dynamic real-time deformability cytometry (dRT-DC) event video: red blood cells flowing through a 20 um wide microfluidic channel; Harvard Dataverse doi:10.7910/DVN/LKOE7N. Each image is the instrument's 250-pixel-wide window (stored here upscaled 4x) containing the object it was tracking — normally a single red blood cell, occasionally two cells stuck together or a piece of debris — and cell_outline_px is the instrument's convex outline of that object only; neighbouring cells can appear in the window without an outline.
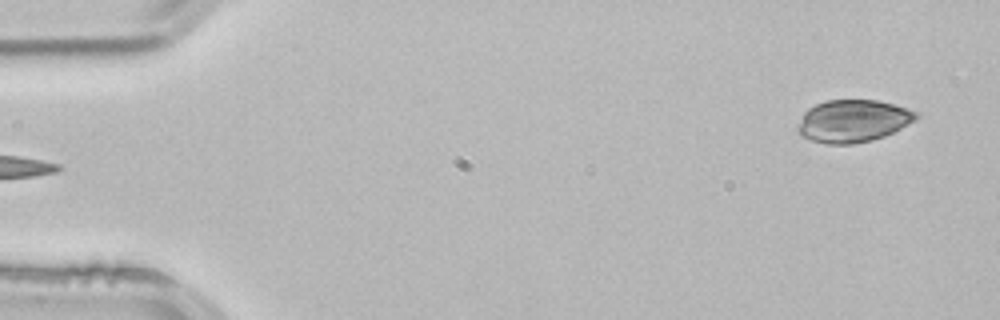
{"species": "common noctule bat (a hibernating species)", "species_latin": "Nyctalus noctula", "temperature_condition": "room temperature", "stored_images_in_passage": 4, "camera_frame_rate_fps": 3000, "um_per_image_px": 0.085, "animal": {"sex": "male", "body_mass_g": 21.5, "forearm_length_mm": 52.0}, "frame": {"image": 1, "passage_image": 4, "time_ms": 1.0, "image_size_px": [1000, 320], "cell_outline_px": [[920, 116], [916, 120], [884, 136], [872, 140], [852, 144], [828, 144], [812, 140], [800, 136], [796, 132], [796, 128], [804, 112], [808, 108], [824, 100], [876, 100], [908, 108], [920, 112]], "centroid_in_image_um": [72.49, 10.28], "position_along_channel_um": 12.5, "area_um2": 29.42}}